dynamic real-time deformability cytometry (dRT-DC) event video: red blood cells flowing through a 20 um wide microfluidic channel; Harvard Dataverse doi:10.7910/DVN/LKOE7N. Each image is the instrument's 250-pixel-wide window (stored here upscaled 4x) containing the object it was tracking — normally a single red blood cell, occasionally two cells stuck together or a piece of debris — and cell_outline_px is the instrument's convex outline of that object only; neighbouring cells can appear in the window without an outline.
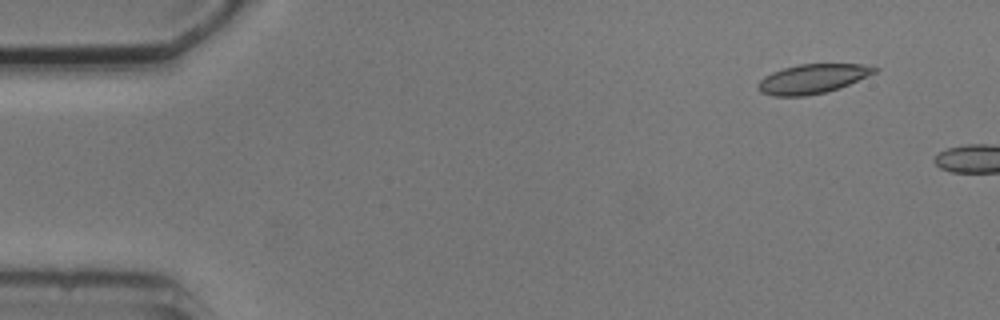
{"species": "common noctule bat (a hibernating species)", "species_latin": "Nyctalus noctula", "temperature_condition": "cold", "stored_images_in_passage": 2, "camera_frame_rate_fps": 3000, "um_per_image_px": 0.085, "animal": {"sex": "male", "body_mass_g": 20.5, "forearm_length_mm": 52.5}, "frame": {"image": 1, "passage_image": 1, "time_ms": 0.0, "image_size_px": [1000, 320], "cell_outline_px": [[880, 68], [876, 72], [840, 88], [828, 92], [804, 96], [772, 96], [760, 92], [756, 88], [756, 84], [764, 76], [772, 72], [784, 68], [800, 64], [864, 64]], "centroid_in_image_um": [69.04, 6.71], "position_along_channel_um": 16.0, "area_um2": 20.06}}